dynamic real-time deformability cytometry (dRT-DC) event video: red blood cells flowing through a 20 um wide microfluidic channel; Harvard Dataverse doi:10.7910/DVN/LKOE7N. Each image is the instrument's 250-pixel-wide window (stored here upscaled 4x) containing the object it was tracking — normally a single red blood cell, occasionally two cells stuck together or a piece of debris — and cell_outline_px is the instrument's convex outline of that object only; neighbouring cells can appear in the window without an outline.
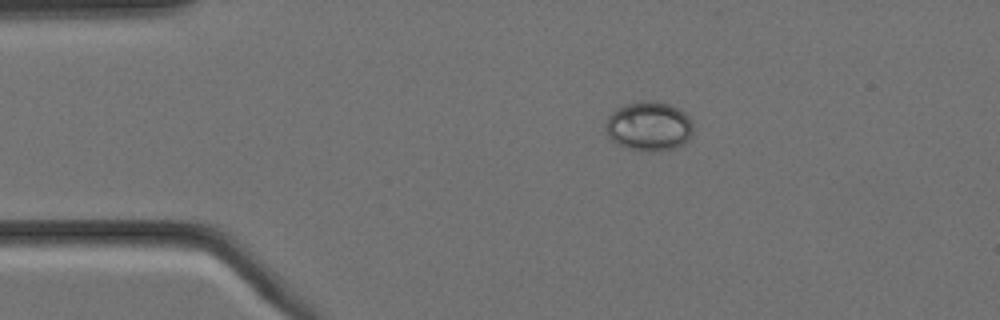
{"species": "Egyptian fruit bat (a non-hibernating species)", "species_latin": "Rousettus aegyptiacus", "temperature_condition": "cold", "stored_images_in_passage": 6, "camera_frame_rate_fps": 3000, "um_per_image_px": 0.085, "animal": {"sex": "female"}, "frame": {"image": 1, "passage_image": 2, "time_ms": 0.333, "image_size_px": [1000, 320], "cell_outline_px": [[692, 132], [688, 140], [684, 144], [676, 148], [660, 152], [644, 152], [628, 148], [616, 144], [608, 136], [604, 128], [604, 124], [608, 116], [616, 108], [624, 104], [656, 100], [668, 104], [684, 112], [688, 116], [692, 124]], "centroid_in_image_um": [55.13, 10.76], "position_along_channel_um": 29.9, "area_um2": 25.55}}
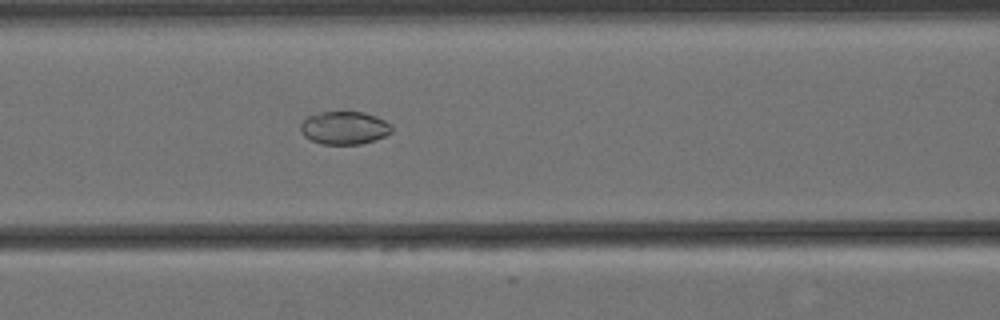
{"frame": {"image": 2, "passage_image": 6, "time_ms": 1.667, "image_size_px": [1000, 320], "cell_outline_px": [[392, 132], [376, 140], [360, 144], [320, 144], [304, 136], [300, 128], [300, 124], [308, 116], [320, 112], [364, 112], [376, 116], [392, 124]], "centroid_in_image_um": [29.29, 10.87], "position_along_channel_um": 137.3, "area_um2": 17.57}}